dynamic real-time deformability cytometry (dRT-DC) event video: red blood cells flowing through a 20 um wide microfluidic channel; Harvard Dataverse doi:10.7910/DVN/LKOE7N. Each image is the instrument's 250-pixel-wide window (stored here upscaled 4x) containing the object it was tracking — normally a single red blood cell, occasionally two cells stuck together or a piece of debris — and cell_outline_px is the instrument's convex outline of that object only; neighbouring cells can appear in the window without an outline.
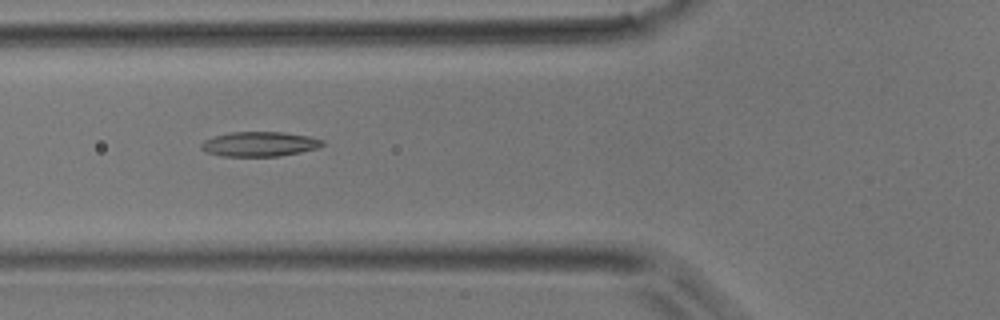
{"species": "common noctule bat (a hibernating species)", "species_latin": "Nyctalus noctula", "temperature_condition": "room temperature", "stored_images_in_passage": 28, "camera_frame_rate_fps": 3000, "um_per_image_px": 0.085, "animal": {"sex": "male", "body_mass_g": 17.9}, "frame": {"image": 1, "passage_image": 3, "time_ms": 0.667, "image_size_px": [1000, 320], "cell_outline_px": [[324, 144], [316, 148], [300, 152], [280, 156], [224, 156], [204, 152], [200, 148], [200, 144], [204, 140], [228, 132], [284, 132], [308, 136], [324, 140]], "centroid_in_image_um": [22.03, 12.24], "position_along_channel_um": 103.8, "area_um2": 17.46}}
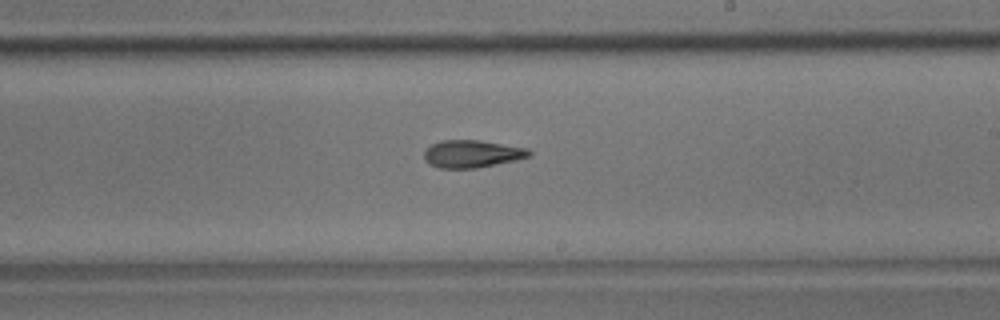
{"frame": {"image": 2, "passage_image": 13, "time_ms": 4.0, "image_size_px": [1000, 320], "cell_outline_px": [[532, 156], [516, 160], [476, 168], [440, 168], [428, 164], [424, 160], [424, 152], [432, 144], [440, 140], [480, 140], [528, 148], [532, 152]], "centroid_in_image_um": [40.13, 13.07], "position_along_channel_um": 248.9, "area_um2": 16.94}}
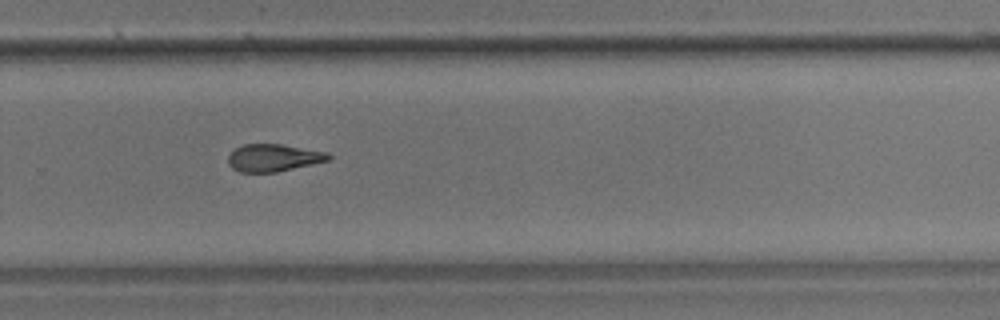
{"frame": {"image": 3, "passage_image": 17, "time_ms": 5.333, "image_size_px": [1000, 320], "cell_outline_px": [[332, 156], [328, 160], [312, 164], [276, 172], [240, 172], [232, 168], [228, 164], [228, 156], [236, 148], [244, 144], [280, 144], [328, 152]], "centroid_in_image_um": [23.24, 13.41], "position_along_channel_um": 306.6, "area_um2": 15.9}}